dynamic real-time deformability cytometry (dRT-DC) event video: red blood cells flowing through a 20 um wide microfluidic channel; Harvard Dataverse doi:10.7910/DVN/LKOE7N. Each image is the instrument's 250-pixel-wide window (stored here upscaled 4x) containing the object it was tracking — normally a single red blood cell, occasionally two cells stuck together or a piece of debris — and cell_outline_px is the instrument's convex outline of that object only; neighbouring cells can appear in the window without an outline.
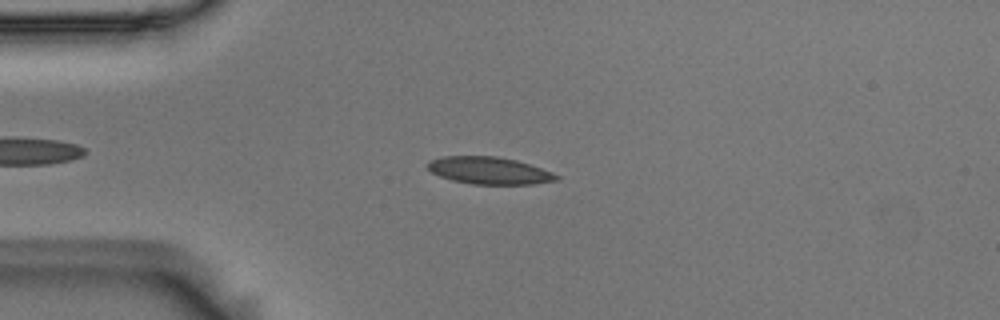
{"species": "Egyptian fruit bat (a non-hibernating species)", "species_latin": "Rousettus aegyptiacus", "temperature_condition": "room temperature", "stored_images_in_passage": 14, "camera_frame_rate_fps": 3000, "um_per_image_px": 0.085, "animal": {"sex": "male"}, "frame": {"image": 1, "passage_image": 3, "time_ms": 0.667, "image_size_px": [1000, 320], "cell_outline_px": [[560, 180], [536, 184], [472, 184], [452, 180], [440, 176], [432, 172], [424, 164], [428, 160], [444, 156], [496, 156], [516, 160], [552, 172], [560, 176]], "centroid_in_image_um": [41.57, 14.5], "position_along_channel_um": 43.4, "area_um2": 20.52}}
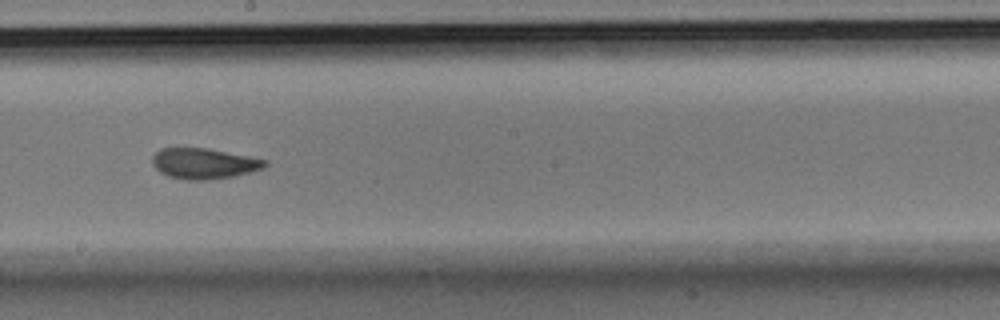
{"frame": {"image": 2, "passage_image": 8, "time_ms": 2.333, "image_size_px": [1000, 320], "cell_outline_px": [[268, 164], [264, 168], [252, 172], [232, 176], [208, 180], [188, 180], [168, 176], [160, 172], [152, 164], [152, 156], [160, 148], [208, 148], [252, 156], [268, 160]], "centroid_in_image_um": [17.37, 13.89], "position_along_channel_um": 230.8, "area_um2": 20.35}}
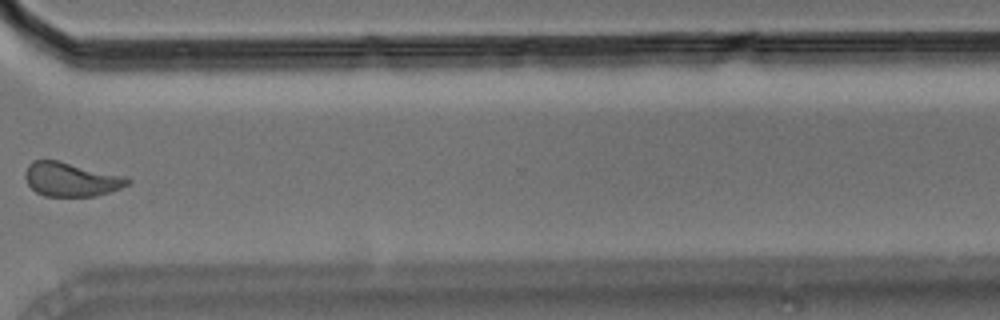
{"frame": {"image": 3, "passage_image": 11, "time_ms": 3.333, "image_size_px": [1000, 320], "cell_outline_px": [[132, 180], [128, 184], [120, 188], [96, 196], [44, 196], [36, 192], [28, 184], [24, 176], [24, 172], [28, 164], [32, 160], [56, 160], [128, 176]], "centroid_in_image_um": [6.04, 15.24], "position_along_channel_um": 364.6, "area_um2": 20.4}}